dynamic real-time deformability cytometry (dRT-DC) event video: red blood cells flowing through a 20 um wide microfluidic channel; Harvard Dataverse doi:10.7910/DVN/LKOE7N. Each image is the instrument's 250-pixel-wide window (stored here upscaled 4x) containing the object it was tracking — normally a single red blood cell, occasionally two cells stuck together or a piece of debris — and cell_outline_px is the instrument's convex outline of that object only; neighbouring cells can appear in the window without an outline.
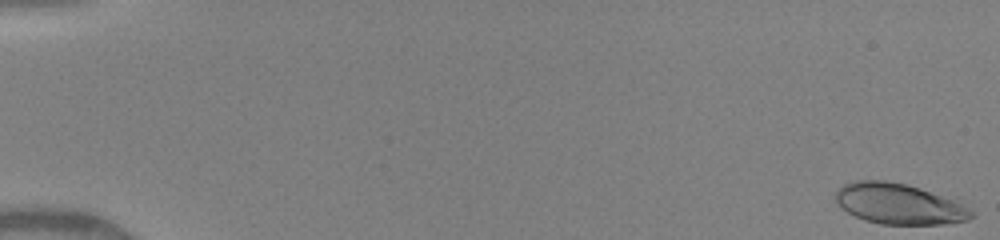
{"species": "human", "species_latin": "Homo sapiens", "temperature_condition": "warm", "stored_images_in_passage": 36, "camera_frame_rate_fps": 3000, "um_per_image_px": 0.085, "donor": {"sex": "female"}, "frame": {"image": 1, "passage_image": 1, "time_ms": 0.0, "image_size_px": [1000, 240], "cell_outline_px": [[972, 216], [968, 220], [944, 224], [880, 224], [864, 220], [840, 208], [836, 200], [836, 192], [844, 184], [852, 180], [884, 180], [908, 184], [920, 188], [952, 200], [968, 208], [972, 212]], "centroid_in_image_um": [76.35, 17.32], "position_along_channel_um": 8.6, "area_um2": 31.85}}
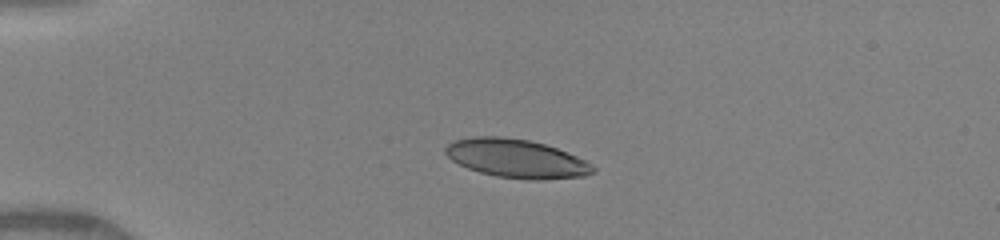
{"frame": {"image": 2, "passage_image": 24, "time_ms": 4.0, "image_size_px": [1000, 240], "cell_outline_px": [[596, 168], [592, 172], [584, 176], [540, 180], [528, 180], [496, 176], [480, 172], [468, 168], [452, 160], [444, 152], [444, 148], [448, 144], [456, 140], [472, 136], [500, 136], [528, 140], [544, 144], [568, 152], [584, 160]], "centroid_in_image_um": [43.87, 13.47], "position_along_channel_um": 41.1, "area_um2": 33.0}}
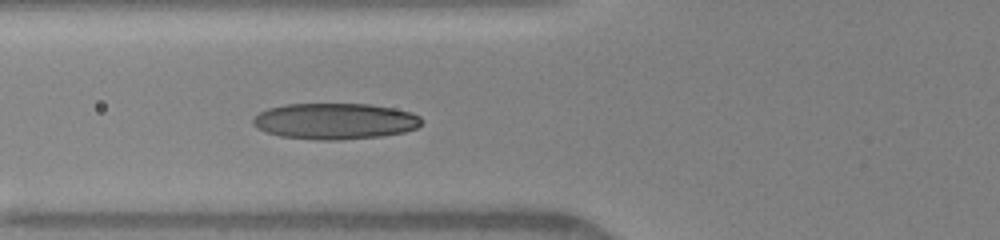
{"frame": {"image": 3, "passage_image": 36, "time_ms": 6.333, "image_size_px": [1000, 240], "cell_outline_px": [[420, 124], [416, 128], [404, 132], [380, 136], [340, 140], [320, 140], [280, 136], [256, 128], [252, 124], [252, 120], [260, 112], [268, 108], [284, 104], [368, 104], [392, 108], [412, 112], [420, 116]], "centroid_in_image_um": [28.45, 10.3], "position_along_channel_um": 97.4, "area_um2": 35.37}}